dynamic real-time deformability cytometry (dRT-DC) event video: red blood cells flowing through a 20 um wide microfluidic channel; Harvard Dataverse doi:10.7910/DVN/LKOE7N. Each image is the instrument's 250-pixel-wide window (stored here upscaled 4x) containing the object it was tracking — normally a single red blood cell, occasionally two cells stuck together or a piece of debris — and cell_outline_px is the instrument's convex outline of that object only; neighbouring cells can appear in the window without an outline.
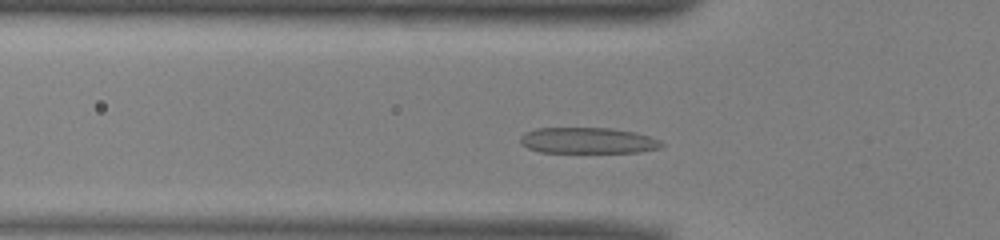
{"species": "common noctule bat (a hibernating species)", "species_latin": "Nyctalus noctula", "temperature_condition": "warm", "stored_images_in_passage": 43, "camera_frame_rate_fps": 3000, "um_per_image_px": 0.085, "animal": {"sex": "male", "body_mass_g": 13.0, "forearm_length_mm": 53.1}, "frame": {"image": 1, "passage_image": 8, "time_ms": 2.333, "image_size_px": [1000, 240], "cell_outline_px": [[664, 144], [660, 148], [640, 152], [540, 152], [528, 148], [520, 140], [520, 136], [536, 128], [612, 128], [636, 132], [660, 140]], "centroid_in_image_um": [50.01, 11.94], "position_along_channel_um": 75.8, "area_um2": 21.27}}
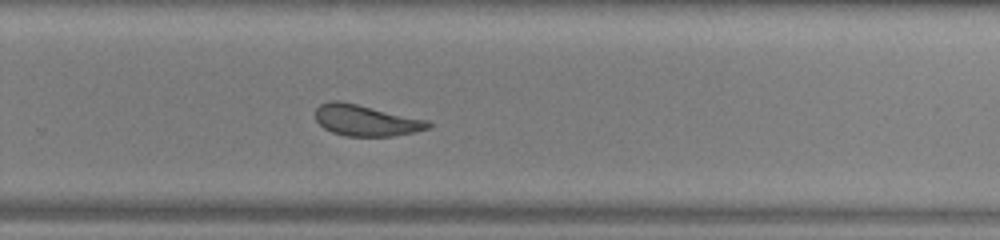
{"frame": {"image": 2, "passage_image": 25, "time_ms": 8.0, "image_size_px": [1000, 240], "cell_outline_px": [[432, 124], [428, 128], [416, 132], [392, 136], [344, 136], [332, 132], [324, 128], [316, 120], [316, 108], [320, 104], [328, 100], [340, 100], [428, 120]], "centroid_in_image_um": [31.09, 10.23], "position_along_channel_um": 298.7, "area_um2": 20.52}}
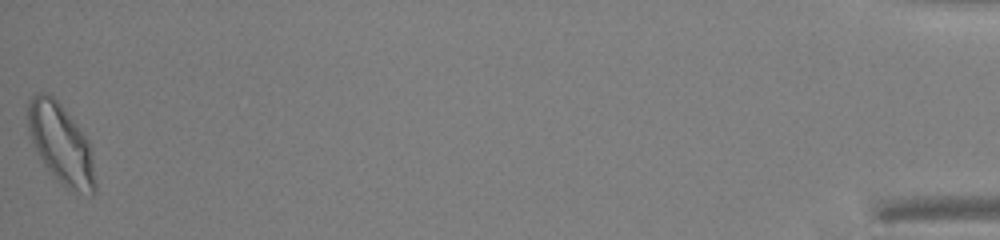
{"frame": {"image": 3, "passage_image": 43, "time_ms": 14.0, "image_size_px": [1000, 240], "cell_outline_px": [[96, 192], [92, 196], [68, 188], [60, 184], [48, 172], [36, 152], [28, 132], [28, 100], [32, 96], [40, 92], [48, 92], [60, 104], [84, 132], [88, 140], [92, 152], [96, 184]], "centroid_in_image_um": [5.18, 12.26], "position_along_channel_um": 430.0, "area_um2": 31.79}, "authors_computed_cell_mechanics": {"area_um2": 21.7328, "velocity_mm_per_s": 3.9355, "shape_relaxation_time_tau1_ms": 4.9683, "shape_relaxation_time_tau2_ms": 1.7865, "deformation_change_tau1": 0.162, "deformation_change_tau2": 0.086}}